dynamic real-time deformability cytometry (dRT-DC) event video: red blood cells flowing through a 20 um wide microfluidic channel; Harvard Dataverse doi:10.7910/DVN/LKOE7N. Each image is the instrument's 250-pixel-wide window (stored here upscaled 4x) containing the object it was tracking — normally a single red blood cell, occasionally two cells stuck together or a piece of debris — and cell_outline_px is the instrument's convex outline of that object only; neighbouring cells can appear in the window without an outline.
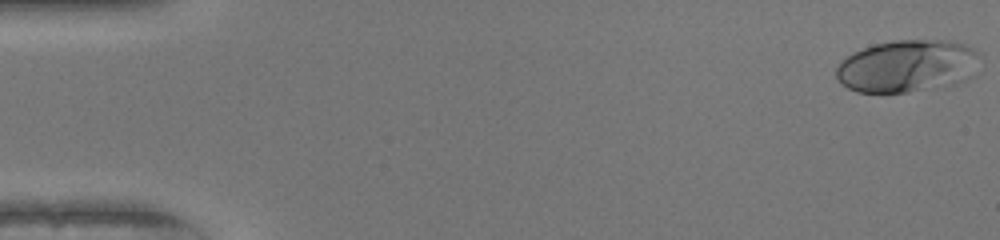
{"species": "human", "species_latin": "Homo sapiens", "temperature_condition": "warm", "stored_images_in_passage": 50, "camera_frame_rate_fps": 3000, "um_per_image_px": 0.085, "donor": {"sex": "female"}, "frame": {"image": 1, "passage_image": 1, "time_ms": 0.0, "image_size_px": [1000, 240], "cell_outline_px": [[976, 52], [972, 76], [968, 80], [956, 84], [908, 92], [856, 92], [848, 88], [836, 76], [836, 68], [840, 60], [852, 52], [876, 44], [892, 40], [948, 40], [964, 44], [972, 48]], "centroid_in_image_um": [77.07, 5.61], "position_along_channel_um": 7.9, "area_um2": 43.58}}
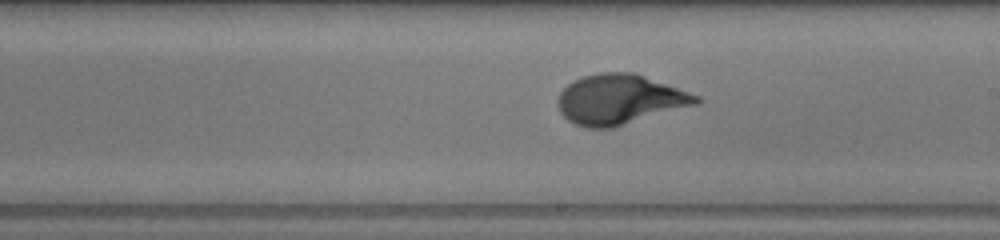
{"frame": {"image": 2, "passage_image": 29, "time_ms": 9.333, "image_size_px": [1000, 240], "cell_outline_px": [[700, 104], [612, 128], [588, 128], [576, 124], [568, 120], [560, 112], [556, 100], [560, 92], [568, 84], [584, 76], [600, 72], [636, 72], [700, 96]], "centroid_in_image_um": [52.7, 8.45], "position_along_channel_um": 236.3, "area_um2": 40.46}}
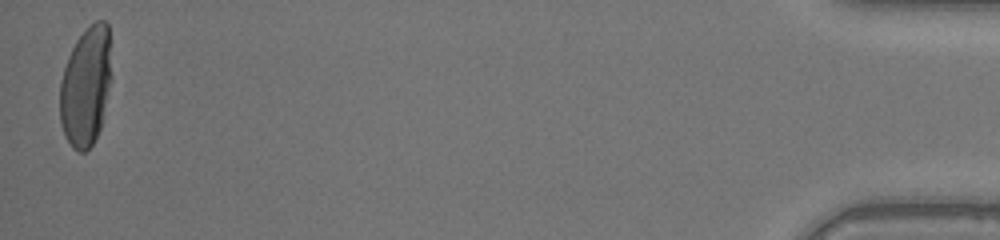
{"frame": {"image": 3, "passage_image": 50, "time_ms": 16.333, "image_size_px": [1000, 240], "cell_outline_px": [[112, 76], [100, 128], [92, 144], [84, 152], [76, 152], [72, 148], [64, 132], [60, 120], [60, 80], [68, 56], [76, 40], [96, 20], [104, 20], [108, 24]], "centroid_in_image_um": [7.3, 7.33], "position_along_channel_um": 427.9, "area_um2": 35.84}, "authors_computed_cell_mechanics": {"area_um2": 38.726, "velocity_mm_per_s": 4.1047, "shape_relaxation_time_tau1_ms": 4.4861, "shape_relaxation_time_tau2_ms": null, "deformation_change_tau1": 0.2377, "deformation_change_tau2": null}}